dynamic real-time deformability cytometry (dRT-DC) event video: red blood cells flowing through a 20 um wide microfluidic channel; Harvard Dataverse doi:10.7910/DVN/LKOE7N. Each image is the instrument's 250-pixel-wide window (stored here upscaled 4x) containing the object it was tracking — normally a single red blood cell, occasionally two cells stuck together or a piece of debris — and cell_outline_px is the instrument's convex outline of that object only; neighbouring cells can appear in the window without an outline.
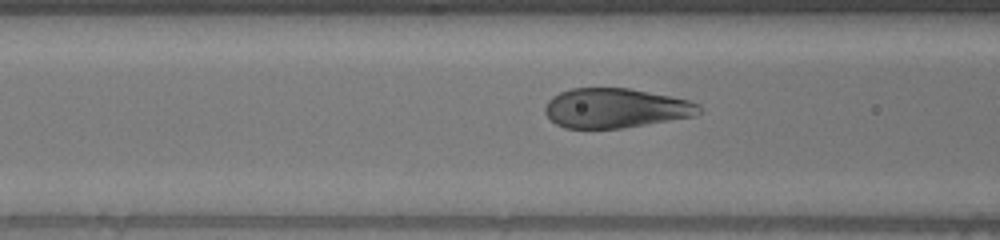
{"species": "human", "species_latin": "Homo sapiens", "temperature_condition": "warm", "stored_images_in_passage": 38, "camera_frame_rate_fps": 3000, "um_per_image_px": 0.085, "donor": {"sex": "male"}, "frame": {"image": 1, "passage_image": 8, "time_ms": 2.333, "image_size_px": [1000, 240], "cell_outline_px": [[700, 112], [696, 116], [620, 128], [564, 128], [556, 124], [544, 112], [544, 108], [548, 100], [552, 96], [560, 92], [572, 88], [628, 88], [672, 96], [688, 100], [700, 104]], "centroid_in_image_um": [52.32, 9.18], "position_along_channel_um": 114.3, "area_um2": 35.49}}
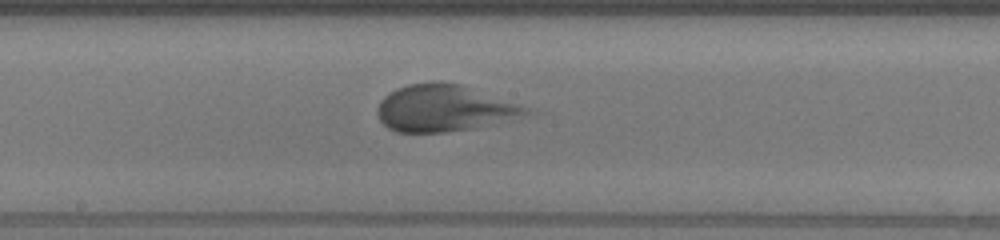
{"frame": {"image": 2, "passage_image": 16, "time_ms": 5.0, "image_size_px": [1000, 240], "cell_outline_px": [[536, 112], [476, 128], [444, 132], [396, 132], [388, 128], [380, 120], [376, 112], [376, 108], [380, 100], [384, 96], [396, 88], [408, 84], [460, 84], [528, 108]], "centroid_in_image_um": [37.69, 9.23], "position_along_channel_um": 210.5, "area_um2": 39.54}}
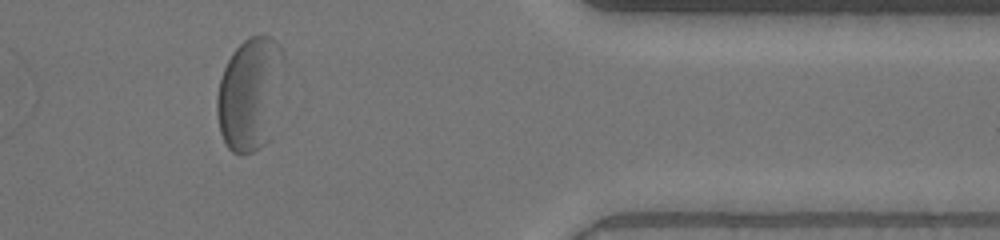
{"frame": {"image": 3, "passage_image": 33, "time_ms": 10.667, "image_size_px": [1000, 240], "cell_outline_px": [[284, 56], [272, 140], [260, 148], [252, 152], [240, 156], [232, 152], [228, 148], [220, 132], [216, 112], [216, 96], [220, 80], [224, 68], [232, 52], [248, 36], [272, 36], [280, 44], [284, 52]], "centroid_in_image_um": [21.25, 8.01], "position_along_channel_um": 390.2, "area_um2": 44.68}}